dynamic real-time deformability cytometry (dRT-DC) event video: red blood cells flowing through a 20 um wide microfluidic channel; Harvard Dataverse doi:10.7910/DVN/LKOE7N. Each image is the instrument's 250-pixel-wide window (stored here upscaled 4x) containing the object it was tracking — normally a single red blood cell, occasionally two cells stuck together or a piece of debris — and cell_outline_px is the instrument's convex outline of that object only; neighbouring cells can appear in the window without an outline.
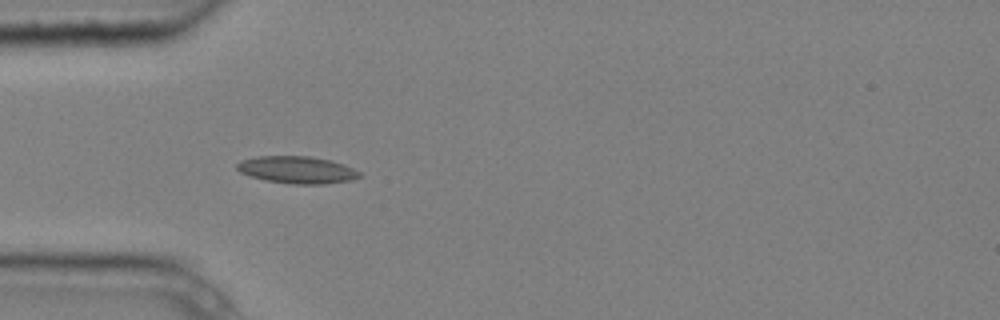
{"species": "common noctule bat (a hibernating species)", "species_latin": "Nyctalus noctula", "temperature_condition": "cold", "stored_images_in_passage": 6, "camera_frame_rate_fps": 3000, "um_per_image_px": 0.085, "animal": {"sex": "male", "body_mass_g": 20.4}, "frame": {"image": 1, "passage_image": 4, "time_ms": 1.0, "image_size_px": [1000, 320], "cell_outline_px": [[360, 176], [352, 180], [324, 184], [292, 184], [264, 180], [240, 172], [236, 168], [236, 164], [240, 160], [256, 156], [312, 156], [344, 164], [360, 172]], "centroid_in_image_um": [25.23, 14.43], "position_along_channel_um": 59.8, "area_um2": 19.42}}
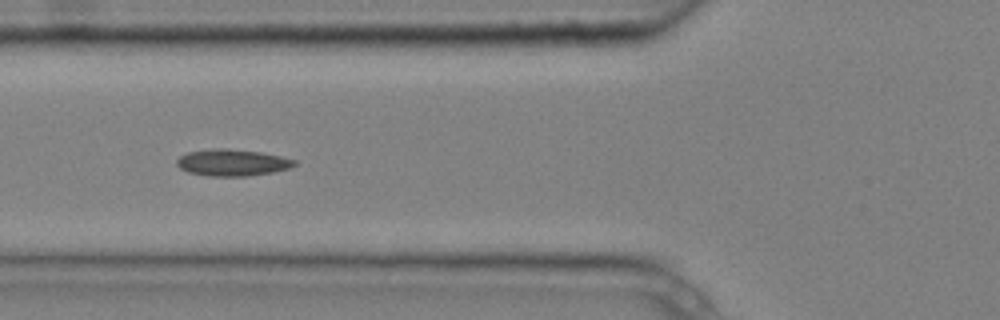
{"frame": {"image": 2, "passage_image": 5, "time_ms": 1.333, "image_size_px": [1000, 320], "cell_outline_px": [[296, 164], [288, 168], [272, 172], [248, 176], [208, 176], [188, 172], [180, 168], [176, 164], [176, 160], [180, 156], [188, 152], [212, 148], [228, 148], [260, 152], [280, 156], [296, 160]], "centroid_in_image_um": [19.71, 13.81], "position_along_channel_um": 106.1, "area_um2": 18.26}}
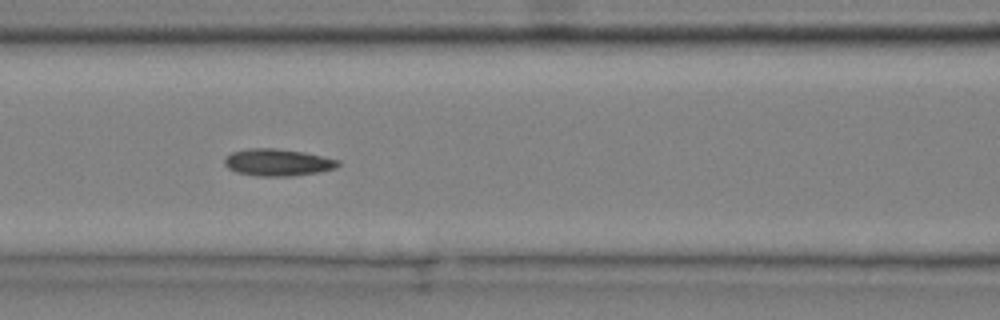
{"frame": {"image": 3, "passage_image": 6, "time_ms": 1.667, "image_size_px": [1000, 320], "cell_outline_px": [[340, 164], [336, 168], [320, 172], [292, 176], [256, 176], [236, 172], [228, 168], [224, 164], [224, 160], [232, 152], [248, 148], [276, 148], [304, 152], [340, 160]], "centroid_in_image_um": [23.62, 13.8], "position_along_channel_um": 143.0, "area_um2": 17.98}}